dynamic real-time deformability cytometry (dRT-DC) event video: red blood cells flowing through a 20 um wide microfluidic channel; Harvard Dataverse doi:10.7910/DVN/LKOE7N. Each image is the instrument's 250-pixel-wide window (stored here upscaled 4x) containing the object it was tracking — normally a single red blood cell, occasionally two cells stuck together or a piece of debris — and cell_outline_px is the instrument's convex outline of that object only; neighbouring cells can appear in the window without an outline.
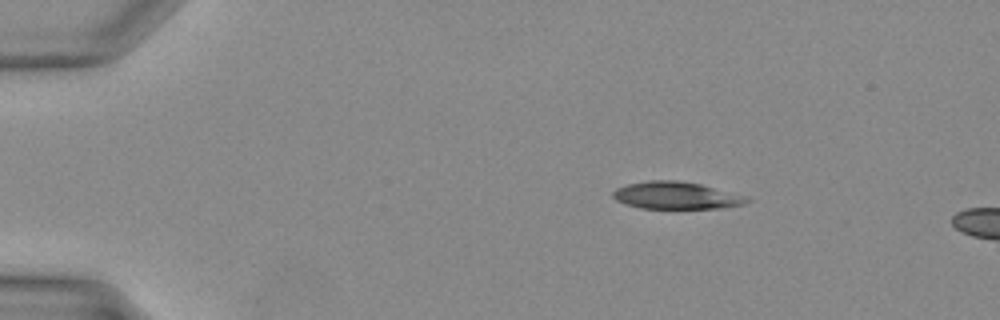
{"species": "Egyptian fruit bat (a non-hibernating species)", "species_latin": "Rousettus aegyptiacus", "temperature_condition": "warm", "stored_images_in_passage": 4, "camera_frame_rate_fps": 3000, "um_per_image_px": 0.085, "animal": {"sex": "female"}, "frame": {"image": 1, "passage_image": 1, "time_ms": 0.0, "image_size_px": [1000, 320], "cell_outline_px": [[752, 200], [744, 204], [720, 208], [640, 208], [616, 200], [612, 196], [612, 192], [616, 188], [628, 184], [648, 180], [676, 180], [700, 184]], "centroid_in_image_um": [57.38, 16.61], "position_along_channel_um": 27.6, "area_um2": 20.69}}